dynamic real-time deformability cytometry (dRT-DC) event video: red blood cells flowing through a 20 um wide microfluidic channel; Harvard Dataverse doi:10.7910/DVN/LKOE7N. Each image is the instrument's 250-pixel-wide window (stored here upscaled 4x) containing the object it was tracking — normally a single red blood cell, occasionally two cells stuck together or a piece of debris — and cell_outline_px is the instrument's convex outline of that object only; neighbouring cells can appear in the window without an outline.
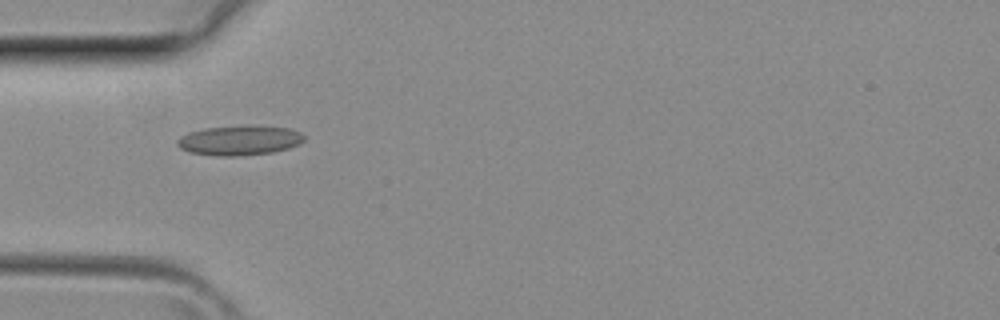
{"species": "common noctule bat (a hibernating species)", "species_latin": "Nyctalus noctula", "temperature_condition": "room temperature", "stored_images_in_passage": 38, "camera_frame_rate_fps": 3000, "um_per_image_px": 0.085, "animal": {"sex": "female", "body_mass_g": 29.2, "forearm_length_mm": 56.3}, "frame": {"image": 1, "passage_image": 12, "time_ms": 3.667, "image_size_px": [1000, 320], "cell_outline_px": [[304, 140], [300, 144], [288, 148], [272, 152], [240, 156], [216, 156], [188, 152], [180, 148], [176, 144], [176, 140], [180, 136], [188, 132], [204, 128], [288, 128], [300, 132], [304, 136]], "centroid_in_image_um": [20.29, 11.98], "position_along_channel_um": 64.7, "area_um2": 21.21}}
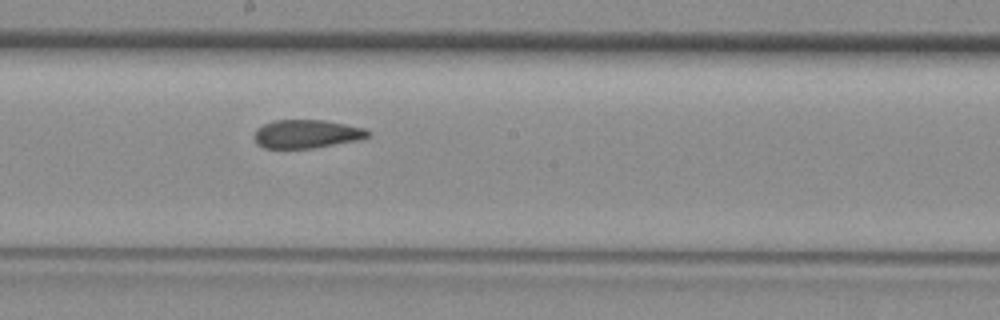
{"frame": {"image": 2, "passage_image": 21, "time_ms": 6.667, "image_size_px": [1000, 320], "cell_outline_px": [[372, 132], [368, 136], [360, 140], [312, 148], [264, 148], [256, 144], [256, 128], [272, 120], [324, 120], [364, 128]], "centroid_in_image_um": [26.07, 11.38], "position_along_channel_um": 222.1, "area_um2": 18.79}}
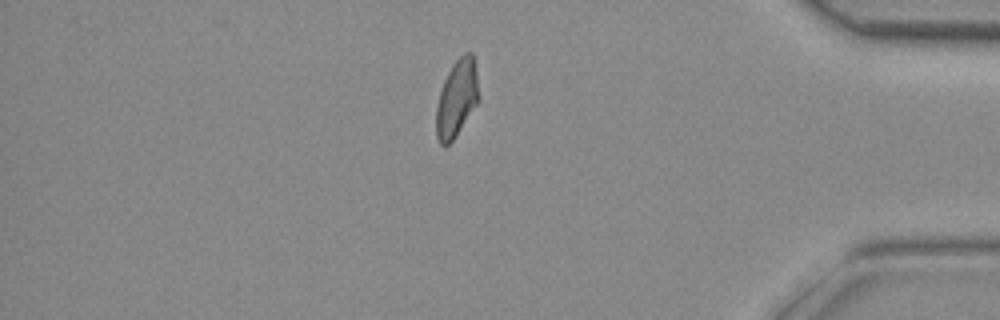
{"frame": {"image": 3, "passage_image": 33, "time_ms": 10.667, "image_size_px": [1000, 320], "cell_outline_px": [[480, 100], [456, 136], [444, 148], [440, 144], [436, 136], [436, 108], [440, 92], [444, 80], [452, 64], [464, 52], [472, 52], [476, 72]], "centroid_in_image_um": [38.83, 8.38], "position_along_channel_um": 396.4, "area_um2": 19.19}}